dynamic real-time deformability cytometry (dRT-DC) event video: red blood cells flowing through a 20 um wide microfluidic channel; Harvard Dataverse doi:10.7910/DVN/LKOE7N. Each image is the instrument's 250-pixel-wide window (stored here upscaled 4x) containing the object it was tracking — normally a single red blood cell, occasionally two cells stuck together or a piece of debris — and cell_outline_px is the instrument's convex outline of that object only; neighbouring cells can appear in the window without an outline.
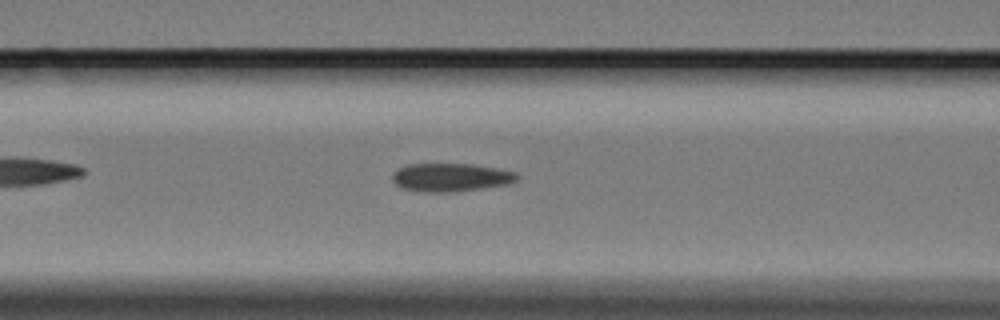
{"species": "Egyptian fruit bat (a non-hibernating species)", "species_latin": "Rousettus aegyptiacus", "temperature_condition": "cold", "stored_images_in_passage": 41, "camera_frame_rate_fps": 3000, "um_per_image_px": 0.085, "animal": {"sex": "female"}, "frame": {"image": 1, "passage_image": 12, "time_ms": 3.667, "image_size_px": [1000, 320], "cell_outline_px": [[520, 176], [516, 180], [508, 184], [456, 192], [424, 192], [400, 188], [392, 180], [392, 176], [400, 168], [408, 164], [472, 164], [496, 168], [516, 172]], "centroid_in_image_um": [38.33, 15.08], "position_along_channel_um": 128.3, "area_um2": 20.52}}
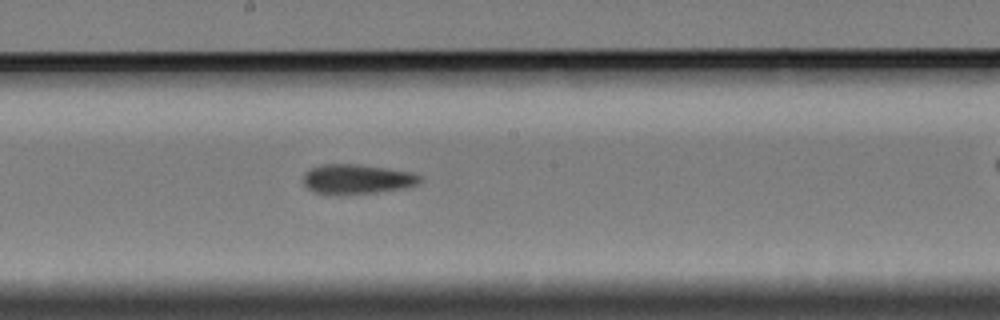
{"frame": {"image": 2, "passage_image": 20, "time_ms": 6.333, "image_size_px": [1000, 320], "cell_outline_px": [[424, 180], [420, 184], [408, 188], [376, 192], [340, 196], [324, 196], [312, 192], [304, 184], [304, 176], [312, 168], [324, 164], [360, 164], [388, 168], [412, 172], [424, 176]], "centroid_in_image_um": [30.41, 15.26], "position_along_channel_um": 217.8, "area_um2": 20.98}}
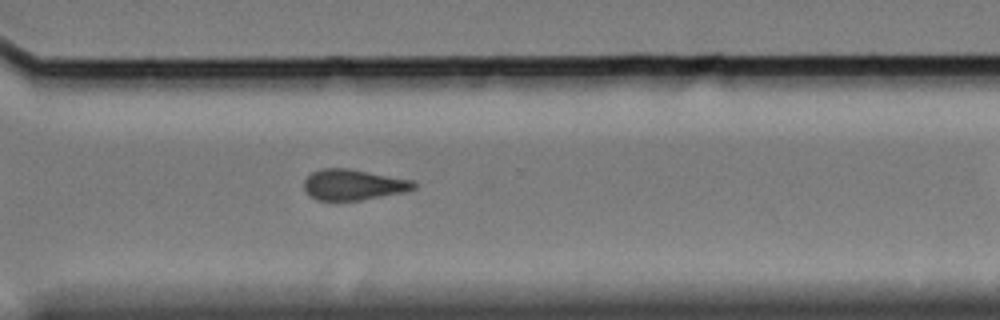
{"frame": {"image": 3, "passage_image": 31, "time_ms": 10.0, "image_size_px": [1000, 320], "cell_outline_px": [[416, 188], [404, 192], [360, 200], [316, 200], [304, 188], [304, 180], [312, 172], [324, 168], [348, 168], [412, 180], [416, 184]], "centroid_in_image_um": [30.04, 15.69], "position_along_channel_um": 340.6, "area_um2": 19.42}, "authors_computed_cell_mechanics": {"area_um2": 20.4034, "velocity_mm_per_s": 3.3563, "shape_relaxation_time_tau1_ms": null, "shape_relaxation_time_tau2_ms": 8.3779, "deformation_change_tau1": null, "deformation_change_tau2": 0.133}}